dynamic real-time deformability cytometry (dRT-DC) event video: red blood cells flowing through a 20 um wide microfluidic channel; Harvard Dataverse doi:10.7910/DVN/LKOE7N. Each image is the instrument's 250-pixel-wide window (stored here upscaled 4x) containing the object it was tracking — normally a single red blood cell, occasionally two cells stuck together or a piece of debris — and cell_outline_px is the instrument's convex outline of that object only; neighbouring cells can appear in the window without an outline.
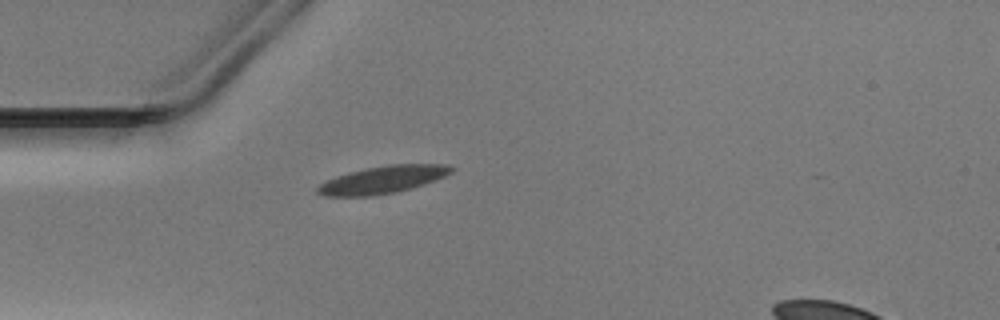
{"species": "Egyptian fruit bat (a non-hibernating species)", "species_latin": "Rousettus aegyptiacus", "temperature_condition": "warm", "stored_images_in_passage": 36, "camera_frame_rate_fps": 3000, "um_per_image_px": 0.085, "animal": {"sex": "male"}, "frame": {"image": 1, "passage_image": 1, "time_ms": 0.0, "image_size_px": [1000, 320], "cell_outline_px": [[456, 168], [452, 172], [444, 176], [396, 192], [372, 196], [324, 196], [316, 192], [316, 188], [320, 184], [336, 176], [348, 172], [364, 168], [388, 164], [448, 164]], "centroid_in_image_um": [32.5, 15.26], "position_along_channel_um": 52.5, "area_um2": 21.21}}
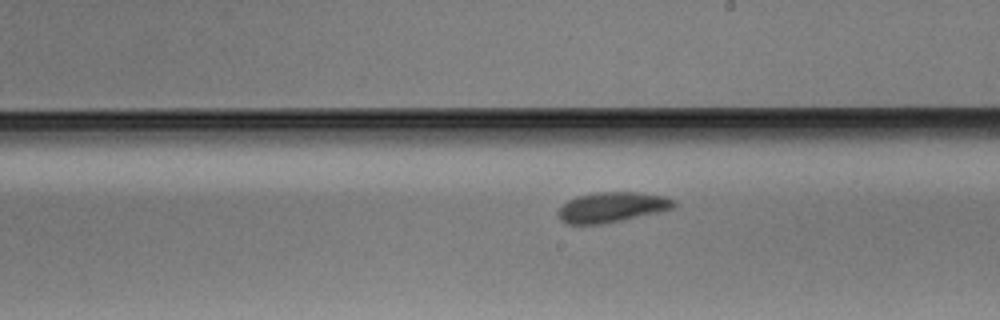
{"frame": {"image": 2, "passage_image": 16, "time_ms": 5.0, "image_size_px": [1000, 320], "cell_outline_px": [[676, 204], [672, 208], [660, 212], [600, 224], [568, 224], [560, 220], [556, 212], [568, 200], [576, 196], [596, 192], [640, 192], [664, 196], [676, 200]], "centroid_in_image_um": [52.01, 17.6], "position_along_channel_um": 237.0, "area_um2": 20.35}}
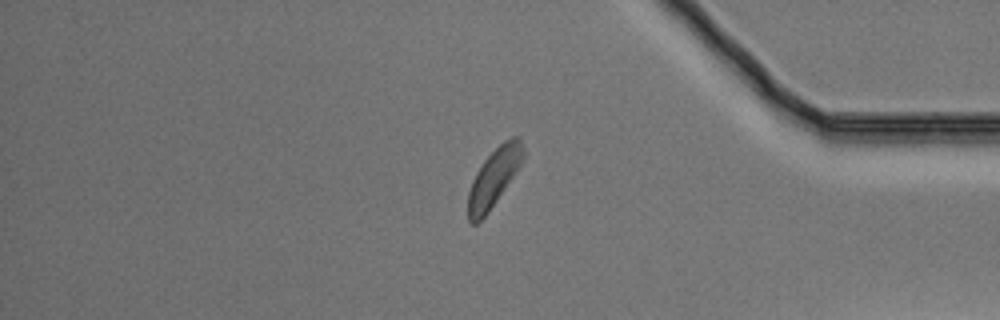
{"frame": {"image": 3, "passage_image": 30, "time_ms": 9.667, "image_size_px": [1000, 320], "cell_outline_px": [[524, 160], [516, 172], [488, 212], [476, 224], [472, 224], [468, 220], [468, 192], [472, 180], [476, 172], [484, 160], [504, 140], [512, 136], [520, 136], [524, 148]], "centroid_in_image_um": [41.99, 15.06], "position_along_channel_um": 393.2, "area_um2": 18.55}}